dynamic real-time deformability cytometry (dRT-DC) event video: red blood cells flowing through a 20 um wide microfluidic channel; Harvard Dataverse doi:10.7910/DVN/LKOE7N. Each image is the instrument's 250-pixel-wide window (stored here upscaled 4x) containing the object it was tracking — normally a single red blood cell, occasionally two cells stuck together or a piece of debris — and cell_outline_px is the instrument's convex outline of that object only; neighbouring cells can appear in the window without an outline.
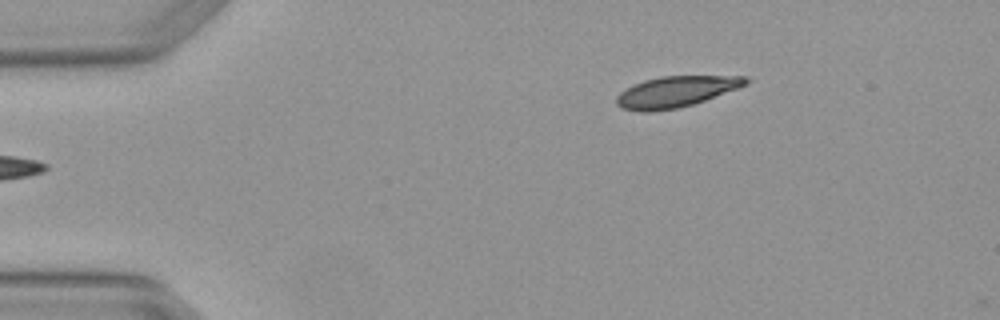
{"species": "Egyptian fruit bat (a non-hibernating species)", "species_latin": "Rousettus aegyptiacus", "temperature_condition": "warm", "stored_images_in_passage": 3, "camera_frame_rate_fps": 3000, "um_per_image_px": 0.085, "animal": {"sex": "female"}, "frame": {"image": 1, "passage_image": 3, "time_ms": 0.667, "image_size_px": [1000, 320], "cell_outline_px": [[752, 80], [748, 84], [704, 100], [692, 104], [676, 108], [648, 112], [640, 112], [620, 108], [616, 104], [616, 96], [624, 88], [632, 84], [644, 80], [660, 76], [748, 76]], "centroid_in_image_um": [57.41, 7.78], "position_along_channel_um": 27.6, "area_um2": 23.41}}